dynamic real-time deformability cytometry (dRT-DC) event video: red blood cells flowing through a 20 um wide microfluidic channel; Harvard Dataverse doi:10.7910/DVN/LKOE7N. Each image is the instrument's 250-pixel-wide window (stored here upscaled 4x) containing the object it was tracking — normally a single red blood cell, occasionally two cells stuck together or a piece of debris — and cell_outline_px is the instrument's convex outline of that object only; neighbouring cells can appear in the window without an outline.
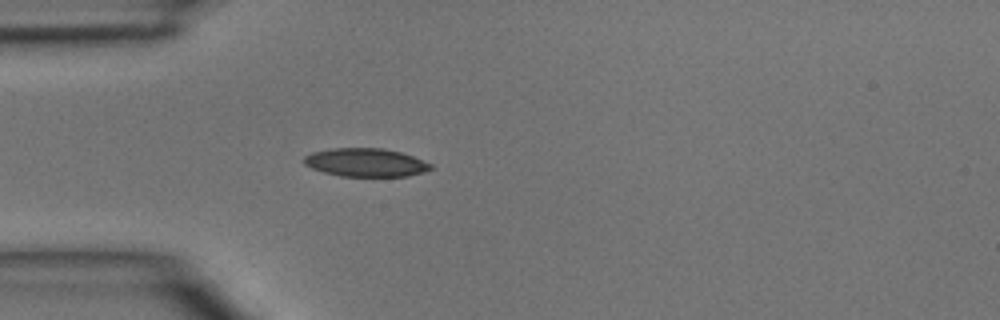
{"species": "common noctule bat (a hibernating species)", "species_latin": "Nyctalus noctula", "temperature_condition": "room temperature", "stored_images_in_passage": 35, "camera_frame_rate_fps": 3000, "um_per_image_px": 0.085, "animal": {"sex": "male", "body_mass_g": 15.6}, "frame": {"image": 1, "passage_image": 1, "time_ms": 0.0, "image_size_px": [1000, 320], "cell_outline_px": [[432, 168], [424, 172], [408, 176], [340, 176], [324, 172], [312, 168], [304, 164], [304, 156], [312, 152], [332, 148], [384, 148], [400, 152], [412, 156], [432, 164]], "centroid_in_image_um": [31.08, 13.81], "position_along_channel_um": 53.9, "area_um2": 20.87}}
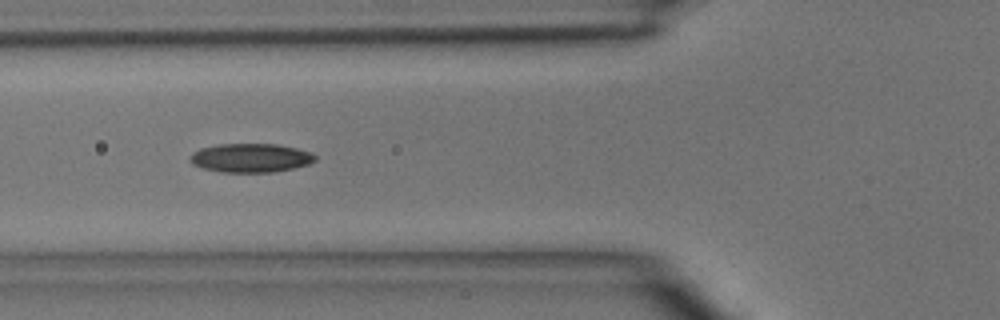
{"frame": {"image": 2, "passage_image": 5, "time_ms": 1.333, "image_size_px": [1000, 320], "cell_outline_px": [[316, 160], [308, 164], [292, 168], [272, 172], [220, 172], [204, 168], [192, 164], [188, 156], [192, 152], [200, 148], [220, 144], [276, 144], [296, 148], [312, 152], [316, 156]], "centroid_in_image_um": [21.29, 13.41], "position_along_channel_um": 104.5, "area_um2": 21.04}}
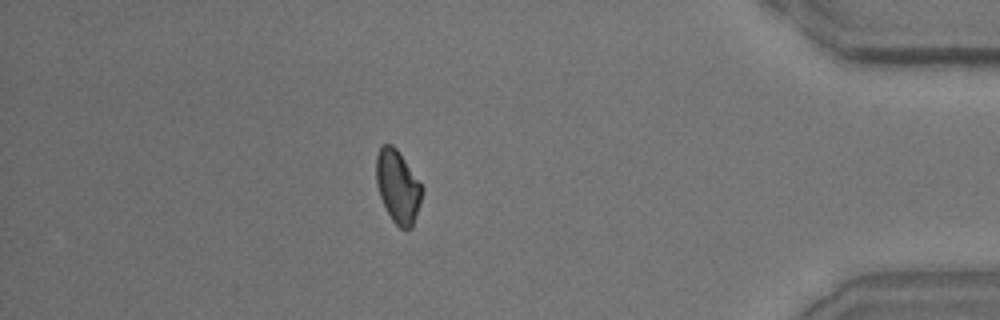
{"frame": {"image": 3, "passage_image": 29, "time_ms": 9.333, "image_size_px": [1000, 320], "cell_outline_px": [[424, 188], [412, 228], [400, 228], [392, 220], [380, 196], [376, 184], [376, 156], [380, 144], [392, 144], [396, 148]], "centroid_in_image_um": [33.8, 15.83], "position_along_channel_um": 401.4, "area_um2": 19.25}}